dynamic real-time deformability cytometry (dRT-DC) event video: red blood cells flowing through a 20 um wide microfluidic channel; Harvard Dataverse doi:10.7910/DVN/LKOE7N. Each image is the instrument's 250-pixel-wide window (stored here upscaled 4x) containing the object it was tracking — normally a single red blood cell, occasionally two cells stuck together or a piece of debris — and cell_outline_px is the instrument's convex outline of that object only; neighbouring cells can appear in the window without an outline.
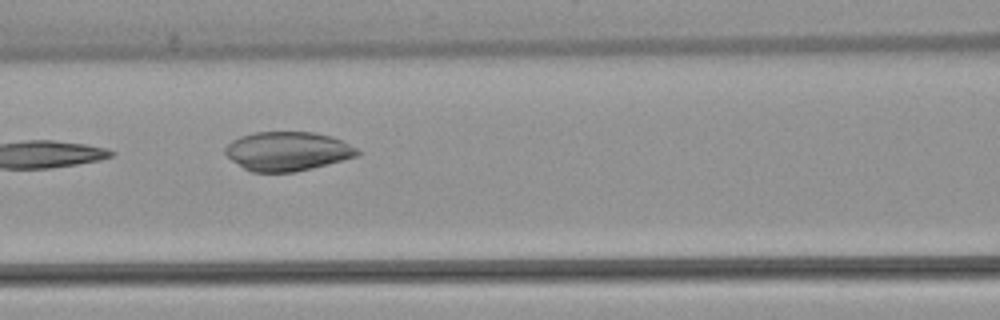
{"species": "common noctule bat (a hibernating species)", "species_latin": "Nyctalus noctula", "temperature_condition": "warm", "stored_images_in_passage": 7, "camera_frame_rate_fps": 3000, "um_per_image_px": 0.085, "animal": {"sex": "female", "body_mass_g": 22.7, "forearm_length_mm": 54.2}, "frame": {"image": 1, "passage_image": 4, "time_ms": 3.667, "image_size_px": [1000, 320], "cell_outline_px": [[360, 152], [356, 156], [312, 168], [296, 172], [252, 172], [244, 168], [232, 160], [224, 152], [224, 148], [232, 140], [240, 136], [256, 132], [312, 132], [332, 136], [356, 148]], "centroid_in_image_um": [24.4, 12.85], "position_along_channel_um": 142.2, "area_um2": 29.82}}
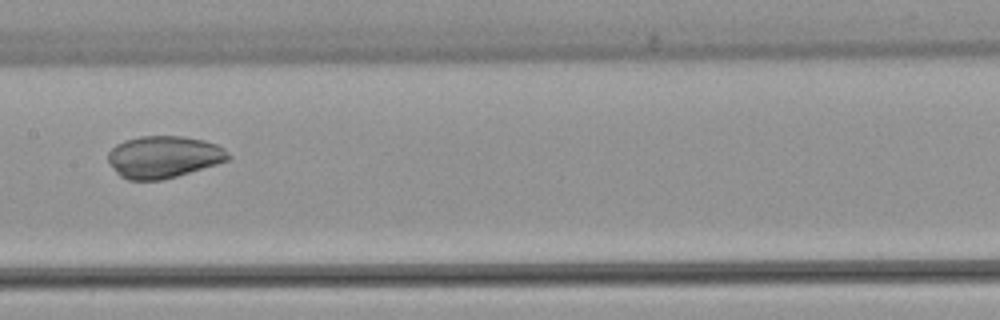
{"frame": {"image": 2, "passage_image": 5, "time_ms": 5.0, "image_size_px": [1000, 320], "cell_outline_px": [[232, 160], [176, 176], [160, 180], [128, 180], [120, 176], [112, 168], [108, 160], [108, 152], [116, 144], [124, 140], [140, 136], [184, 136], [204, 140], [216, 144], [224, 148], [232, 156]], "centroid_in_image_um": [13.93, 13.33], "position_along_channel_um": 193.5, "area_um2": 29.71}}
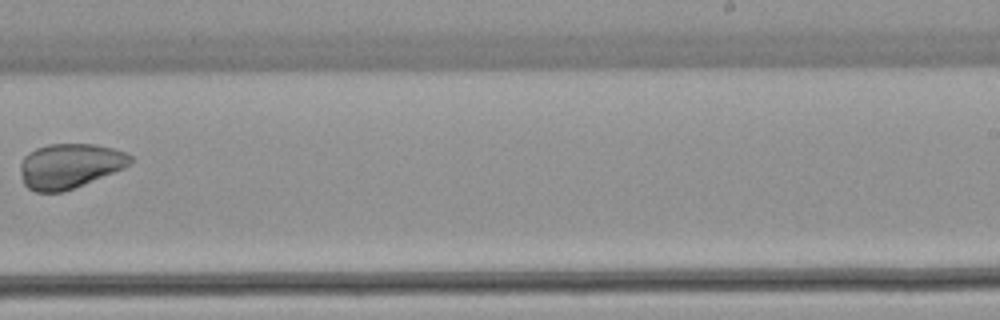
{"frame": {"image": 3, "passage_image": 7, "time_ms": 7.333, "image_size_px": [1000, 320], "cell_outline_px": [[132, 160], [124, 168], [64, 192], [36, 192], [28, 188], [24, 184], [20, 176], [20, 164], [24, 156], [28, 152], [36, 148], [48, 144], [92, 144], [112, 148], [124, 152], [132, 156]], "centroid_in_image_um": [5.88, 14.1], "position_along_channel_um": 283.1, "area_um2": 28.73}}